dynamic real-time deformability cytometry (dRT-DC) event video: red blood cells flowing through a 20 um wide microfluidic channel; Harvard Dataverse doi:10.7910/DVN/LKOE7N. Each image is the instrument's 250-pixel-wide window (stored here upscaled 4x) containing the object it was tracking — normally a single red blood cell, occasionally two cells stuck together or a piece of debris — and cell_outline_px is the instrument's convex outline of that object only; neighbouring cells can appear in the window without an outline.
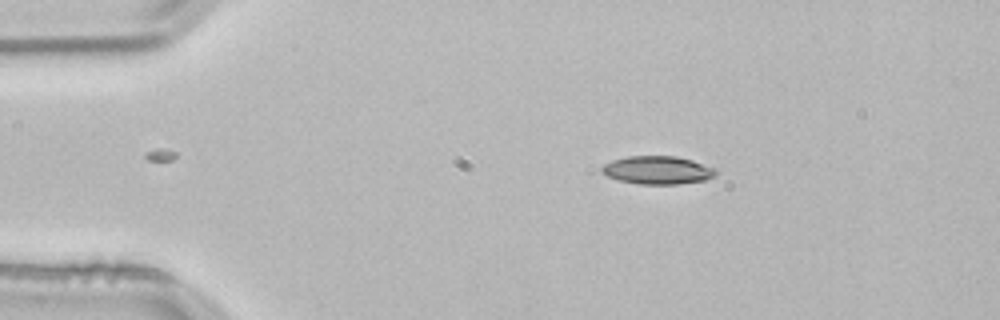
{"species": "common noctule bat (a hibernating species)", "species_latin": "Nyctalus noctula", "temperature_condition": "room temperature", "stored_images_in_passage": 2, "camera_frame_rate_fps": 3000, "um_per_image_px": 0.085, "animal": {"sex": "male", "body_mass_g": 21.5, "forearm_length_mm": 52.0}, "frame": {"image": 1, "passage_image": 1, "time_ms": 0.0, "image_size_px": [1000, 320], "cell_outline_px": [[716, 172], [712, 176], [704, 180], [676, 184], [640, 184], [620, 180], [608, 176], [600, 172], [600, 168], [604, 164], [612, 160], [628, 156], [676, 156], [692, 160], [716, 168]], "centroid_in_image_um": [55.86, 14.45], "position_along_channel_um": 29.1, "area_um2": 18.55}}